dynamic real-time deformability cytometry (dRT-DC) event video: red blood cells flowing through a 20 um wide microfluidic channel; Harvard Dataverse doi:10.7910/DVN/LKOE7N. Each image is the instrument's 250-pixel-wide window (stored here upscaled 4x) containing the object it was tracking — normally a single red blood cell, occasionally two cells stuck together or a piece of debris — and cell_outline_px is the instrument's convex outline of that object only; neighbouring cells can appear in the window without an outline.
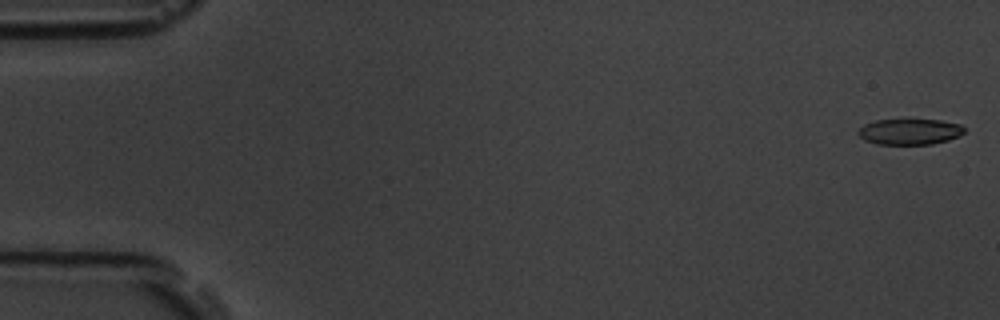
{"species": "common noctule bat (a hibernating species)", "species_latin": "Nyctalus noctula", "temperature_condition": "room temperature", "stored_images_in_passage": 54, "camera_frame_rate_fps": 3000, "um_per_image_px": 0.085, "animal": {"sex": "male", "body_mass_g": 19.5, "forearm_length_mm": 54.6}, "frame": {"image": 1, "passage_image": 1, "time_ms": 0.0, "image_size_px": [1000, 320], "cell_outline_px": [[964, 132], [948, 140], [932, 144], [876, 144], [864, 140], [856, 132], [864, 124], [876, 120], [940, 120], [960, 124], [964, 128]], "centroid_in_image_um": [77.29, 11.19], "position_along_channel_um": 7.7, "area_um2": 15.84}}
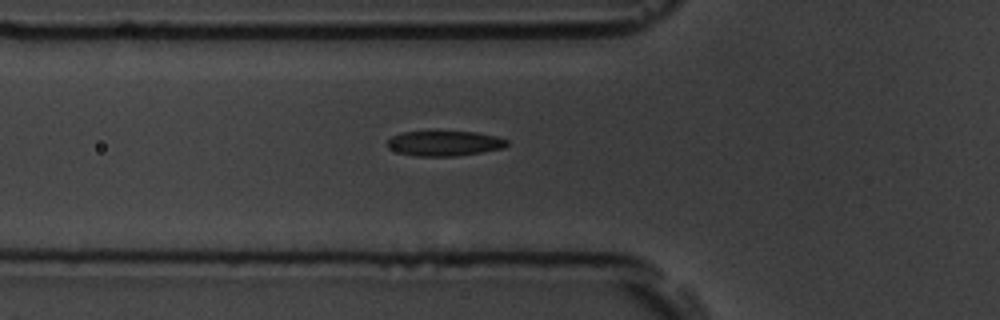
{"frame": {"image": 2, "passage_image": 19, "time_ms": 6.0, "image_size_px": [1000, 320], "cell_outline_px": [[508, 144], [504, 148], [456, 156], [416, 156], [400, 152], [388, 148], [388, 140], [392, 136], [404, 132], [476, 132], [496, 136], [508, 140]], "centroid_in_image_um": [37.81, 12.19], "position_along_channel_um": 88.0, "area_um2": 17.22}}
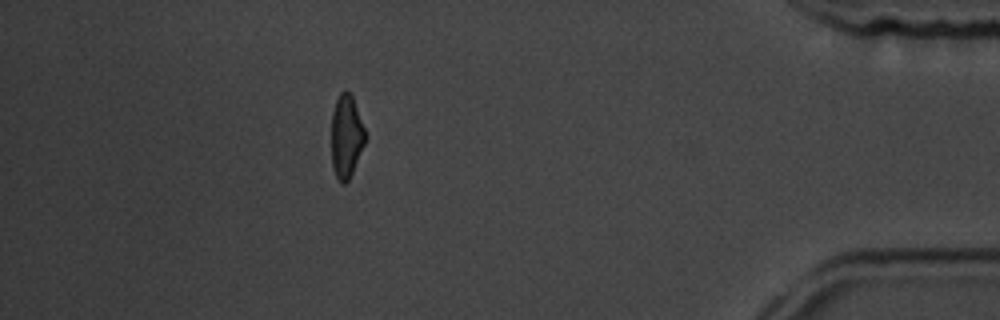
{"frame": {"image": 3, "passage_image": 48, "time_ms": 15.667, "image_size_px": [1000, 320], "cell_outline_px": [[364, 144], [352, 172], [348, 180], [344, 184], [340, 184], [332, 168], [332, 112], [336, 100], [340, 92], [344, 88], [352, 96], [364, 128]], "centroid_in_image_um": [29.41, 11.59], "position_along_channel_um": 405.8, "area_um2": 16.07}, "authors_computed_cell_mechanics": {"area_um2": 17.629, "velocity_mm_per_s": 3.7898, "shape_relaxation_time_tau1_ms": 4.2608, "shape_relaxation_time_tau2_ms": 3.2871, "deformation_change_tau1": 0.1342, "deformation_change_tau2": 0.1147}}